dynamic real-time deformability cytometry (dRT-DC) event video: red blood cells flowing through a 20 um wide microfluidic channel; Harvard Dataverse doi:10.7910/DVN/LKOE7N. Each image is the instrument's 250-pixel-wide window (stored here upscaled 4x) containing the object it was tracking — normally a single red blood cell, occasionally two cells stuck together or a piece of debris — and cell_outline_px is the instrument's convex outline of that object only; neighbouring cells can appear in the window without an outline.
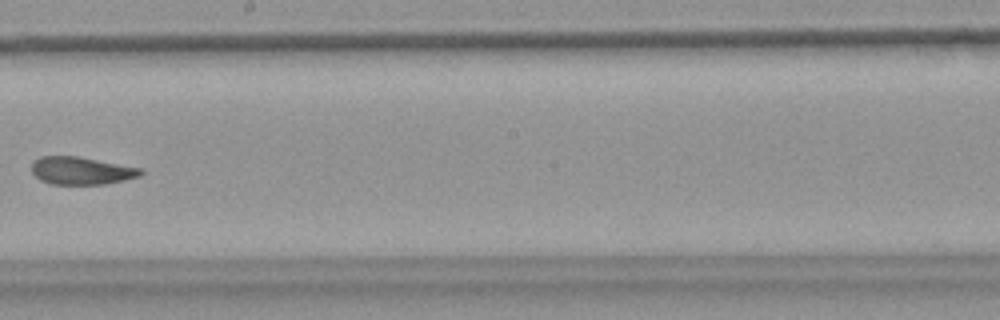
{"species": "common noctule bat (a hibernating species)", "species_latin": "Nyctalus noctula", "temperature_condition": "warm", "stored_images_in_passage": 8, "camera_frame_rate_fps": 3000, "um_per_image_px": 0.085, "animal": {"sex": "female", "body_mass_g": 18.4}, "frame": {"image": 1, "passage_image": 8, "time_ms": 2.333, "image_size_px": [1000, 320], "cell_outline_px": [[144, 172], [140, 176], [124, 180], [104, 184], [52, 184], [40, 180], [32, 172], [32, 160], [40, 156], [76, 156], [144, 168]], "centroid_in_image_um": [6.93, 14.5], "position_along_channel_um": 241.3, "area_um2": 17.69}}